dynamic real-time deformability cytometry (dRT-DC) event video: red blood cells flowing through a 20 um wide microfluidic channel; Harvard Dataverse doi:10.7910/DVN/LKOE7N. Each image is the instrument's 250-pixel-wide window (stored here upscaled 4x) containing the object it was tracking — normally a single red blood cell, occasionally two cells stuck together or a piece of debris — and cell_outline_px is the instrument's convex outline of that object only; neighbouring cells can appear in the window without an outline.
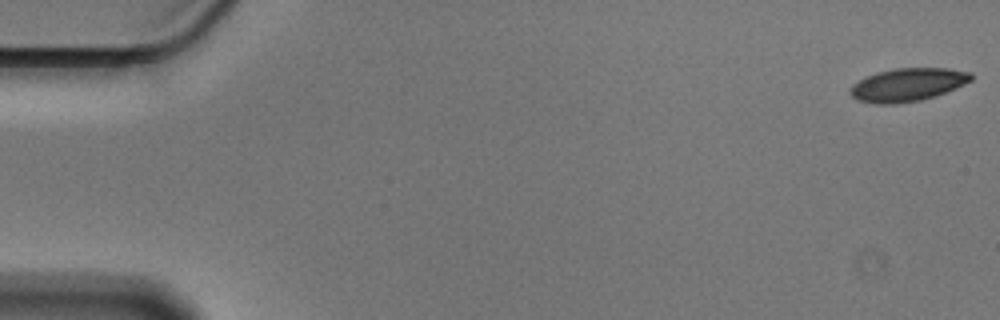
{"species": "Egyptian fruit bat (a non-hibernating species)", "species_latin": "Rousettus aegyptiacus", "temperature_condition": "cold", "stored_images_in_passage": 56, "camera_frame_rate_fps": 3000, "um_per_image_px": 0.085, "animal": {"sex": "male"}, "frame": {"image": 1, "passage_image": 1, "time_ms": 0.0, "image_size_px": [1000, 320], "cell_outline_px": [[972, 80], [956, 88], [936, 96], [920, 100], [896, 104], [872, 104], [856, 100], [848, 92], [852, 84], [876, 72], [896, 68], [948, 68], [972, 72]], "centroid_in_image_um": [77.14, 7.21], "position_along_channel_um": 7.9, "area_um2": 23.52}}
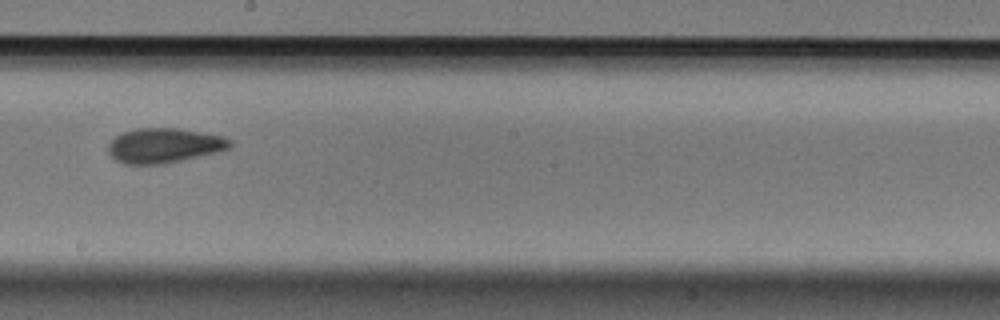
{"frame": {"image": 2, "passage_image": 32, "time_ms": 10.333, "image_size_px": [1000, 320], "cell_outline_px": [[232, 148], [220, 152], [184, 160], [164, 164], [124, 164], [116, 160], [108, 152], [108, 144], [116, 136], [124, 132], [136, 128], [180, 128], [224, 136], [232, 140]], "centroid_in_image_um": [14.01, 12.37], "position_along_channel_um": 234.2, "area_um2": 25.03}}
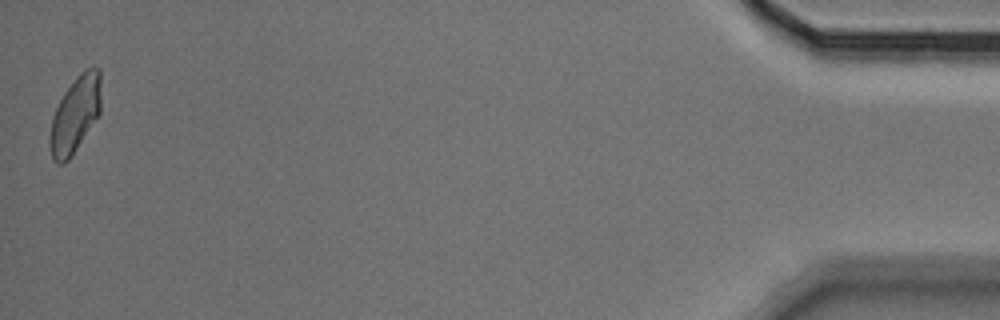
{"frame": {"image": 3, "passage_image": 56, "time_ms": 18.333, "image_size_px": [1000, 320], "cell_outline_px": [[100, 112], [68, 160], [64, 164], [60, 164], [52, 160], [48, 144], [48, 140], [52, 120], [56, 108], [64, 92], [76, 76], [84, 68], [100, 68]], "centroid_in_image_um": [6.36, 9.73], "position_along_channel_um": 428.8, "area_um2": 22.48}, "authors_computed_cell_mechanics": {"area_um2": 23.8136, "velocity_mm_per_s": 3.5736, "shape_relaxation_time_tau1_ms": 4.4894, "shape_relaxation_time_tau2_ms": 2.6335, "deformation_change_tau1": 0.1041, "deformation_change_tau2": 0.0806}}